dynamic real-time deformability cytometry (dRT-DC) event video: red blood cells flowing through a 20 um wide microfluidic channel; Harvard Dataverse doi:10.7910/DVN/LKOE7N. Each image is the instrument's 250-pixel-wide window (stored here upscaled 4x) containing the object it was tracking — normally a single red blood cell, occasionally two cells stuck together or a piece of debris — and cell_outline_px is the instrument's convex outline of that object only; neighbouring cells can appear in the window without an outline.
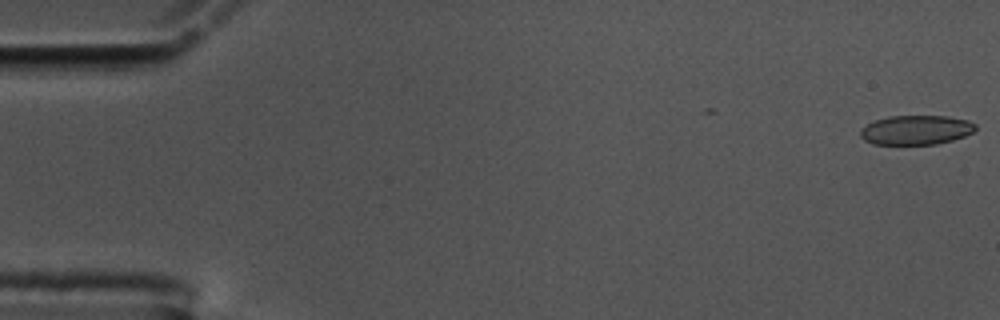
{"species": "common noctule bat (a hibernating species)", "species_latin": "Nyctalus noctula", "temperature_condition": "cold", "stored_images_in_passage": 9, "camera_frame_rate_fps": 3000, "um_per_image_px": 0.085, "animal": {"sex": "male", "body_mass_g": 17.5, "forearm_length_mm": 52.3}, "frame": {"image": 1, "passage_image": 1, "time_ms": 0.0, "image_size_px": [1000, 320], "cell_outline_px": [[976, 128], [972, 132], [964, 136], [952, 140], [936, 144], [872, 144], [864, 140], [860, 136], [860, 128], [876, 120], [888, 116], [948, 116], [968, 120], [976, 124]], "centroid_in_image_um": [77.85, 11.04], "position_along_channel_um": 7.1, "area_um2": 19.71}}